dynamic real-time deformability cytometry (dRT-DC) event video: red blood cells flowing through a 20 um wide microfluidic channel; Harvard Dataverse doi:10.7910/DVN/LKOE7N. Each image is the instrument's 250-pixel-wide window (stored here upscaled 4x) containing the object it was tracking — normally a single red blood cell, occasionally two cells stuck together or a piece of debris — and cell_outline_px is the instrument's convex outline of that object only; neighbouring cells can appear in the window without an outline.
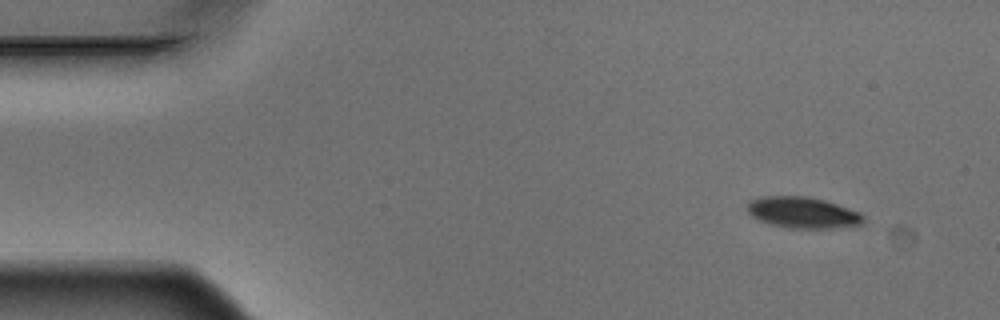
{"species": "Egyptian fruit bat (a non-hibernating species)", "species_latin": "Rousettus aegyptiacus", "temperature_condition": "warm", "stored_images_in_passage": 4, "camera_frame_rate_fps": 3000, "um_per_image_px": 0.085, "animal": {"sex": "male"}, "frame": {"image": 1, "passage_image": 1, "time_ms": 0.0, "image_size_px": [1000, 320], "cell_outline_px": [[864, 220], [860, 224], [832, 228], [788, 228], [768, 224], [752, 216], [748, 212], [748, 204], [752, 200], [760, 196], [808, 196], [824, 200], [860, 212], [864, 216]], "centroid_in_image_um": [68.22, 18.07], "position_along_channel_um": 16.8, "area_um2": 20.98}}
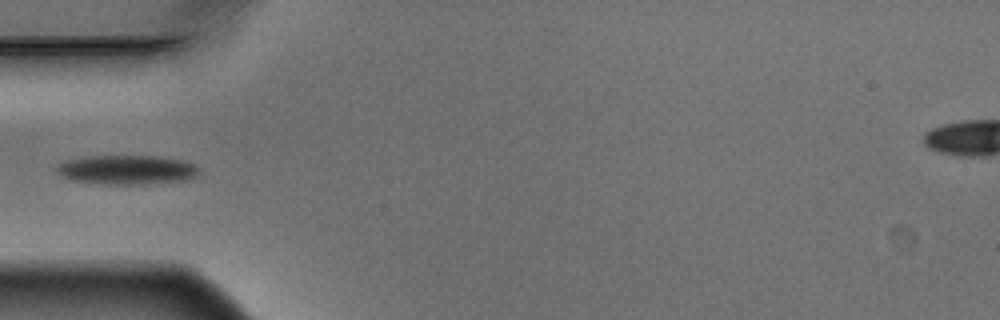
{"frame": {"image": 2, "passage_image": 4, "time_ms": 1.0, "image_size_px": [1000, 320], "cell_outline_px": [[200, 172], [196, 176], [184, 180], [148, 184], [104, 184], [72, 180], [60, 176], [56, 172], [56, 164], [64, 160], [92, 156], [160, 156], [184, 160], [196, 164], [200, 168]], "centroid_in_image_um": [10.79, 14.42], "position_along_channel_um": 74.2, "area_um2": 24.62}}